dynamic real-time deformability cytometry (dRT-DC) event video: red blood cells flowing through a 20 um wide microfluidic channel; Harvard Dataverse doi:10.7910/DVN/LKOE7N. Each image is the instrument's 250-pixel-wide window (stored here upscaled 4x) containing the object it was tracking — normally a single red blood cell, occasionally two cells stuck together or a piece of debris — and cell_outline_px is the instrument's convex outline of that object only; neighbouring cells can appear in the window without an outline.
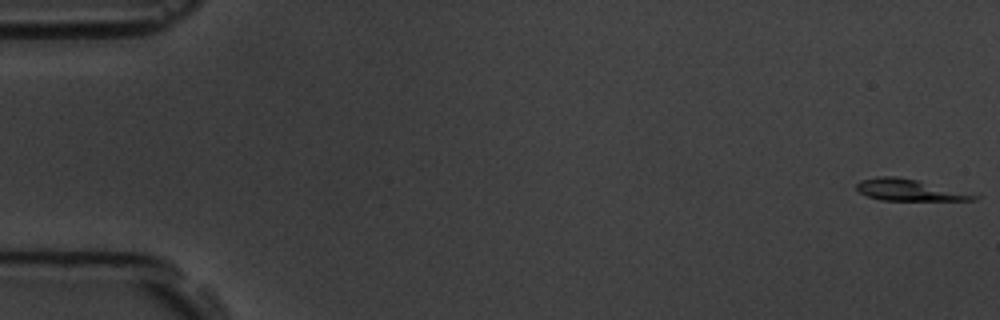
{"species": "common noctule bat (a hibernating species)", "species_latin": "Nyctalus noctula", "temperature_condition": "room temperature", "stored_images_in_passage": 7, "camera_frame_rate_fps": 3000, "um_per_image_px": 0.085, "animal": {"sex": "male", "body_mass_g": 19.5, "forearm_length_mm": 54.6}, "frame": {"image": 1, "passage_image": 1, "time_ms": 0.0, "image_size_px": [1000, 320], "cell_outline_px": [[980, 196], [976, 200], [880, 200], [868, 196], [860, 192], [856, 188], [856, 184], [860, 180], [876, 176], [896, 176], [916, 180]], "centroid_in_image_um": [77.2, 16.14], "position_along_channel_um": 7.8, "area_um2": 14.39}}
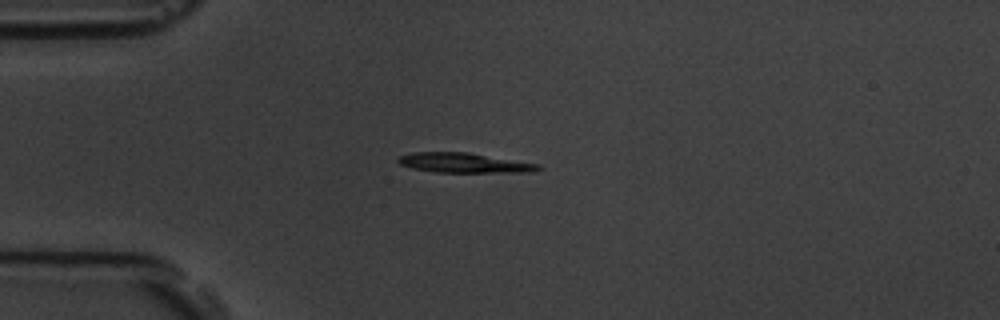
{"frame": {"image": 2, "passage_image": 5, "time_ms": 4.667, "image_size_px": [1000, 320], "cell_outline_px": [[544, 168], [532, 172], [432, 172], [412, 168], [400, 164], [396, 160], [400, 156], [412, 152], [468, 152], [540, 164]], "centroid_in_image_um": [39.47, 13.84], "position_along_channel_um": 45.5, "area_um2": 16.24}}
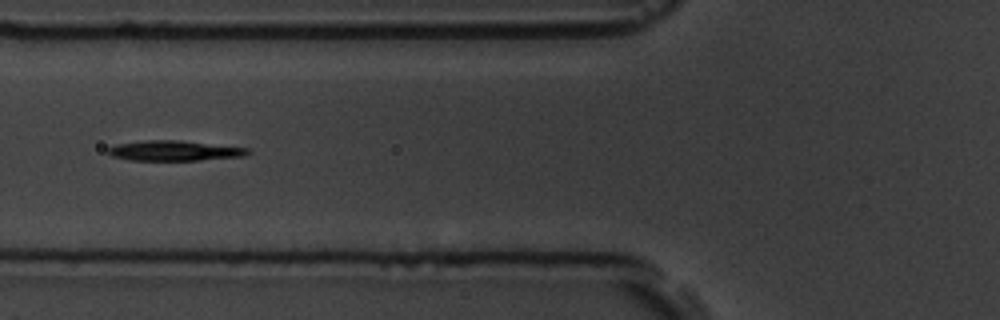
{"frame": {"image": 3, "passage_image": 7, "time_ms": 7.0, "image_size_px": [1000, 320], "cell_outline_px": [[252, 152], [244, 156], [200, 160], [128, 160], [112, 156], [104, 152], [108, 148], [116, 144], [144, 140], [176, 140], [248, 148]], "centroid_in_image_um": [14.77, 12.81], "position_along_channel_um": 111.0, "area_um2": 16.42}}